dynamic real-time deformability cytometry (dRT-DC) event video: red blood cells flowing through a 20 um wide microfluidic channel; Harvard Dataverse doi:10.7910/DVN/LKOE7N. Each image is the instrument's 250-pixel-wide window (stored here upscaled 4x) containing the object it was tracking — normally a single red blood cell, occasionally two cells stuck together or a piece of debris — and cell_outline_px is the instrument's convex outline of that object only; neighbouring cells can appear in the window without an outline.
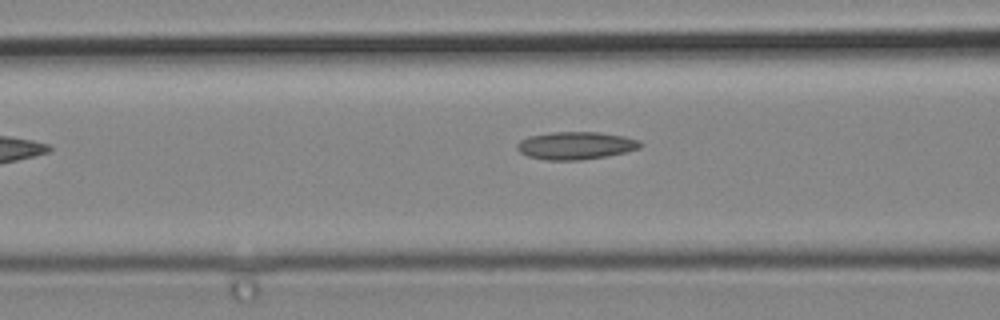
{"species": "common noctule bat (a hibernating species)", "species_latin": "Nyctalus noctula", "temperature_condition": "cold", "stored_images_in_passage": 6, "camera_frame_rate_fps": 3000, "um_per_image_px": 0.085, "animal": {"sex": "male", "body_mass_g": 19.2, "forearm_length_mm": 51.8}, "frame": {"image": 1, "passage_image": 6, "time_ms": 1.667, "image_size_px": [1000, 320], "cell_outline_px": [[644, 144], [640, 148], [624, 152], [604, 156], [580, 160], [548, 160], [528, 156], [520, 152], [516, 148], [516, 144], [520, 140], [528, 136], [552, 132], [600, 132], [624, 136], [640, 140]], "centroid_in_image_um": [48.93, 12.36], "position_along_channel_um": 117.7, "area_um2": 19.88}}